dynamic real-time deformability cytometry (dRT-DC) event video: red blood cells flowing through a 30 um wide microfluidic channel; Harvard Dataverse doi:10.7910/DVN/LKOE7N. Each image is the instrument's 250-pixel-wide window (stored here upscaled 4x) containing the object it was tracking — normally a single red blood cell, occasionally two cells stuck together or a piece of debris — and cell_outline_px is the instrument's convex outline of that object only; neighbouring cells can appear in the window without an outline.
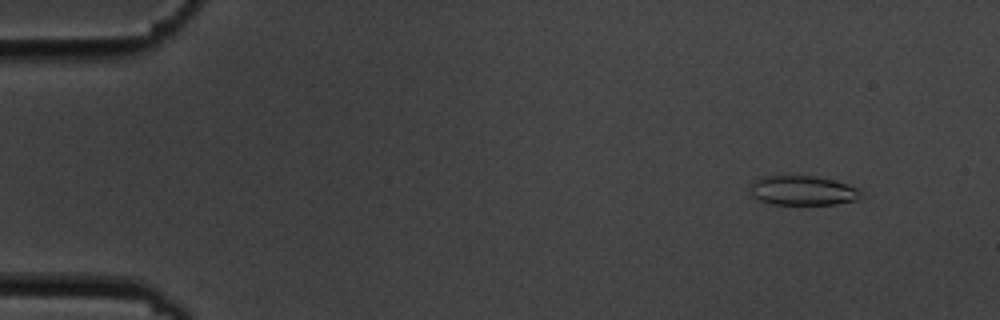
{"species": "common noctule bat (a hibernating species)", "species_latin": "Nyctalus noctula", "temperature_condition": "cold", "stored_images_in_passage": 57, "camera_frame_rate_fps": 3000, "um_per_image_px": 0.085, "animal": {"sex": "male", "body_mass_g": 19.5, "forearm_length_mm": 54.6}, "frame": {"image": 1, "passage_image": 6, "time_ms": 1.667, "image_size_px": [1000, 320], "cell_outline_px": [[864, 192], [860, 200], [836, 204], [772, 204], [760, 200], [752, 196], [752, 184], [756, 180], [768, 176], [816, 176], [832, 180], [860, 188]], "centroid_in_image_um": [68.34, 16.21], "position_along_channel_um": 16.7, "area_um2": 18.96}}
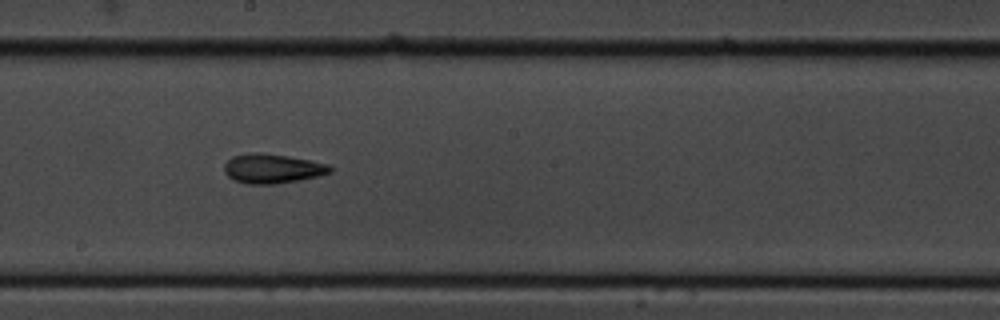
{"frame": {"image": 2, "passage_image": 32, "time_ms": 10.333, "image_size_px": [1000, 320], "cell_outline_px": [[332, 172], [316, 176], [276, 184], [248, 184], [236, 180], [228, 176], [224, 172], [224, 164], [232, 156], [252, 152], [260, 152], [288, 156], [328, 164], [332, 168]], "centroid_in_image_um": [23.12, 14.32], "position_along_channel_um": 225.1, "area_um2": 17.98}}
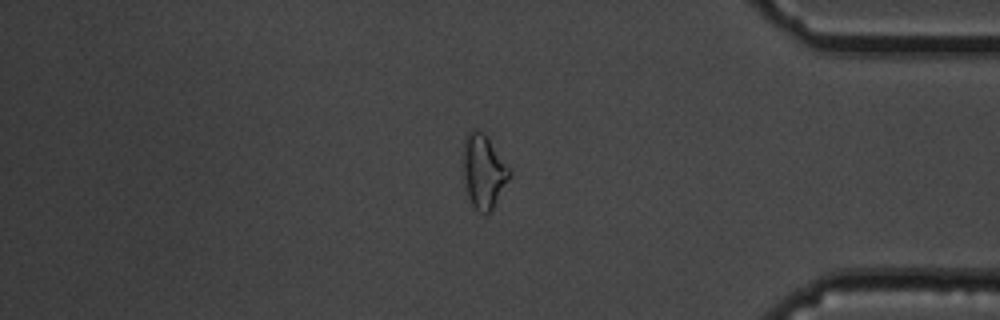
{"frame": {"image": 3, "passage_image": 48, "time_ms": 15.667, "image_size_px": [1000, 320], "cell_outline_px": [[512, 172], [508, 180], [492, 208], [488, 212], [480, 212], [472, 204], [468, 196], [464, 176], [464, 140], [468, 132], [472, 128], [476, 128], [488, 140], [512, 168]], "centroid_in_image_um": [41.12, 14.54], "position_along_channel_um": 394.1, "area_um2": 19.31}, "authors_computed_cell_mechanics": {"area_um2": 18.3226, "velocity_mm_per_s": 3.6178, "shape_relaxation_time_tau1_ms": 3.4019, "shape_relaxation_time_tau2_ms": 6.1232, "deformation_change_tau1": 0.09, "deformation_change_tau2": 0.1628}}